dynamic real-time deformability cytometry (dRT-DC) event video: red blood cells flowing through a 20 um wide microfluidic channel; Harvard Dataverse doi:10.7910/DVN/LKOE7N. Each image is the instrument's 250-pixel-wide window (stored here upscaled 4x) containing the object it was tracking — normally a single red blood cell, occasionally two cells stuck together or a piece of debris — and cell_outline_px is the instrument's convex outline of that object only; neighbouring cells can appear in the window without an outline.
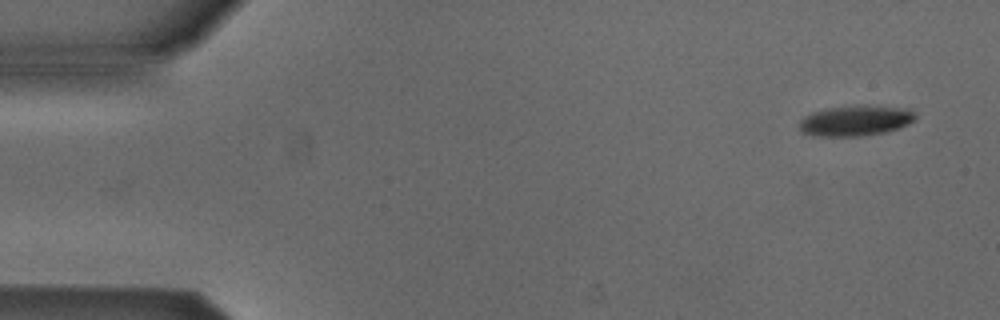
{"species": "Egyptian fruit bat (a non-hibernating species)", "species_latin": "Rousettus aegyptiacus", "temperature_condition": "cold", "stored_images_in_passage": 7, "camera_frame_rate_fps": 3000, "um_per_image_px": 0.085, "animal": {"sex": "male"}, "frame": {"image": 1, "passage_image": 1, "time_ms": 0.0, "image_size_px": [1000, 320], "cell_outline_px": [[916, 120], [908, 124], [884, 132], [856, 136], [820, 136], [804, 132], [800, 128], [800, 120], [804, 116], [812, 112], [828, 108], [856, 104], [868, 104], [912, 108], [916, 116]], "centroid_in_image_um": [72.78, 10.21], "position_along_channel_um": 12.2, "area_um2": 20.87}}
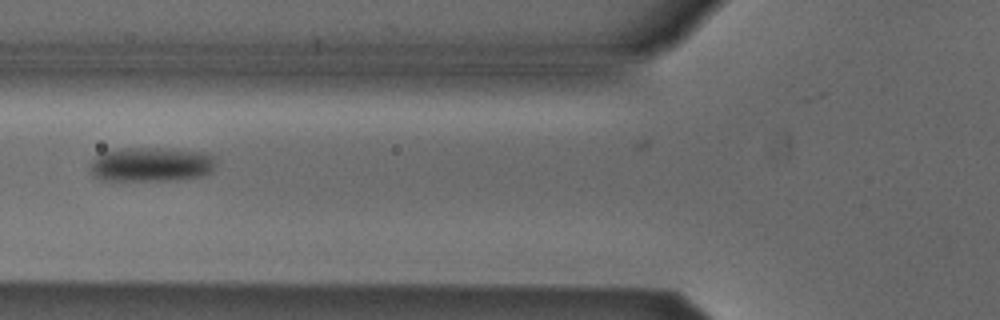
{"frame": {"image": 2, "passage_image": 5, "time_ms": 1.333, "image_size_px": [1000, 320], "cell_outline_px": [[216, 164], [212, 172], [204, 176], [176, 180], [100, 180], [92, 172], [92, 160], [100, 152], [124, 148], [164, 148], [208, 152], [216, 160]], "centroid_in_image_um": [12.92, 13.97], "position_along_channel_um": 112.9, "area_um2": 25.43}}
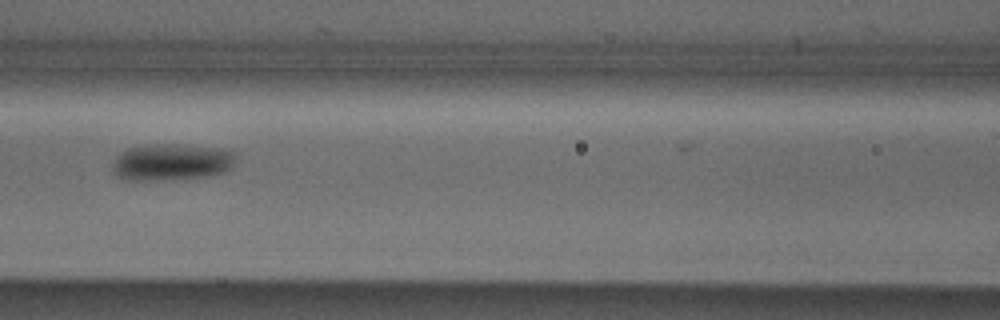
{"frame": {"image": 3, "passage_image": 6, "time_ms": 1.667, "image_size_px": [1000, 320], "cell_outline_px": [[236, 152], [232, 168], [224, 172], [212, 176], [156, 180], [128, 180], [120, 176], [112, 168], [112, 164], [116, 156], [120, 152], [128, 148], [144, 144], [172, 144], [224, 148]], "centroid_in_image_um": [14.61, 13.76], "position_along_channel_um": 152.0, "area_um2": 26.59}}